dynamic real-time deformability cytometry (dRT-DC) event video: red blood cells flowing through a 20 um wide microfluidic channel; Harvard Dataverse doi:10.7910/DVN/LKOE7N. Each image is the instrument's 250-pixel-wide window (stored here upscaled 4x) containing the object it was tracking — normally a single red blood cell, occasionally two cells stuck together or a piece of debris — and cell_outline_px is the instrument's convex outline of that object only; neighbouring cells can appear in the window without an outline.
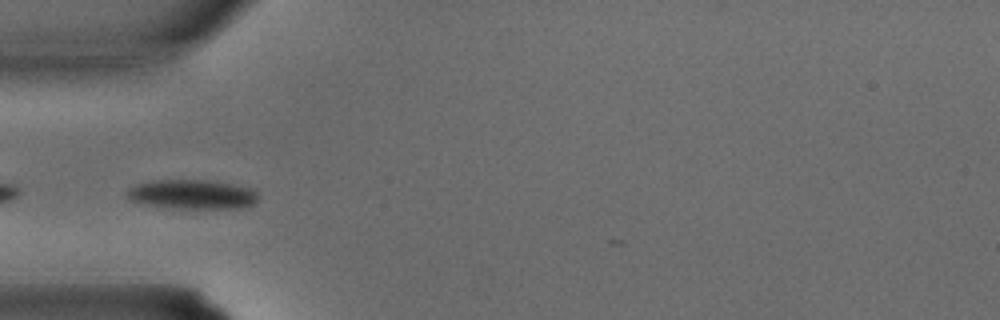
{"species": "common noctule bat (a hibernating species)", "species_latin": "Nyctalus noctula", "temperature_condition": "warm", "stored_images_in_passage": 33, "camera_frame_rate_fps": 3000, "um_per_image_px": 0.085, "animal": {"sex": "male", "body_mass_g": 15.6}, "frame": {"image": 1, "passage_image": 10, "time_ms": 3.0, "image_size_px": [1000, 320], "cell_outline_px": [[256, 200], [252, 204], [244, 208], [180, 208], [148, 204], [132, 200], [124, 192], [128, 188], [136, 184], [152, 180], [208, 180], [232, 184], [248, 188], [256, 192]], "centroid_in_image_um": [16.31, 16.51], "position_along_channel_um": 68.7, "area_um2": 22.08}}
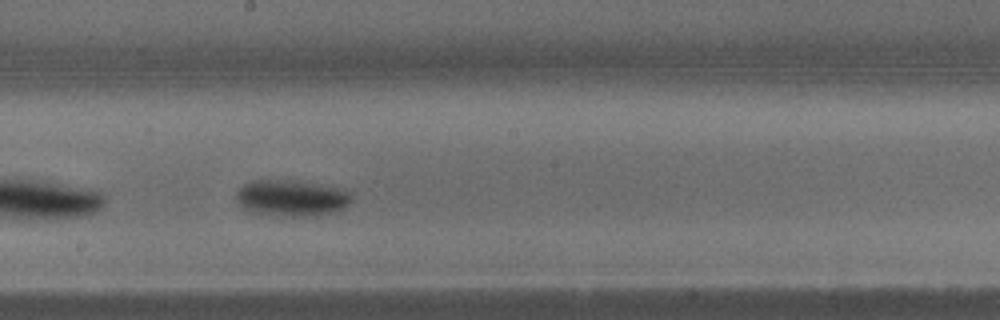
{"frame": {"image": 2, "passage_image": 18, "time_ms": 5.667, "image_size_px": [1000, 320], "cell_outline_px": [[352, 200], [344, 208], [320, 216], [284, 216], [252, 212], [244, 208], [236, 200], [236, 192], [244, 184], [252, 180], [296, 180], [344, 188], [352, 192]], "centroid_in_image_um": [24.83, 16.82], "position_along_channel_um": 223.4, "area_um2": 24.74}}
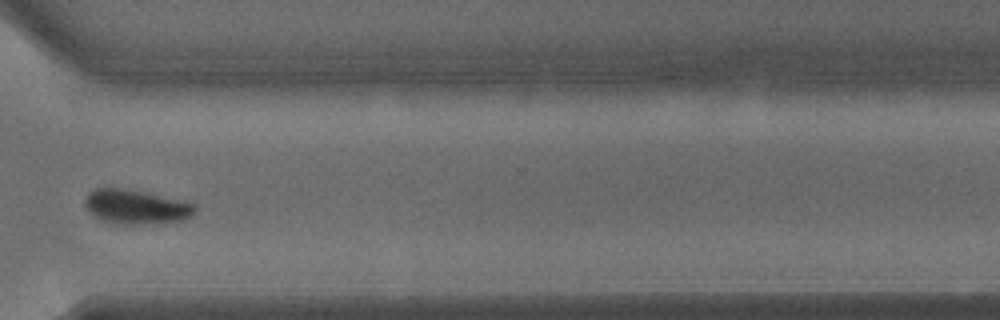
{"frame": {"image": 3, "passage_image": 25, "time_ms": 8.0, "image_size_px": [1000, 320], "cell_outline_px": [[196, 212], [180, 220], [136, 224], [116, 224], [100, 220], [92, 216], [88, 212], [84, 204], [84, 200], [88, 192], [96, 188], [120, 188], [184, 200], [196, 204]], "centroid_in_image_um": [11.49, 17.57], "position_along_channel_um": 359.1, "area_um2": 21.91}}